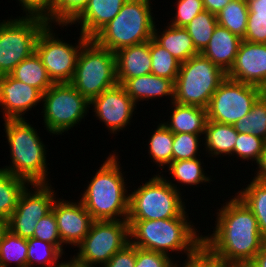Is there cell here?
Segmentation results:
<instances>
[{
  "label": "cell",
  "instance_id": "cell-11",
  "mask_svg": "<svg viewBox=\"0 0 266 267\" xmlns=\"http://www.w3.org/2000/svg\"><path fill=\"white\" fill-rule=\"evenodd\" d=\"M128 243L127 220H94L88 234L77 246L76 255L71 258L82 265L101 267Z\"/></svg>",
  "mask_w": 266,
  "mask_h": 267
},
{
  "label": "cell",
  "instance_id": "cell-40",
  "mask_svg": "<svg viewBox=\"0 0 266 267\" xmlns=\"http://www.w3.org/2000/svg\"><path fill=\"white\" fill-rule=\"evenodd\" d=\"M33 238L49 242L56 246L64 255V245L58 232V226L53 211L41 218L35 226Z\"/></svg>",
  "mask_w": 266,
  "mask_h": 267
},
{
  "label": "cell",
  "instance_id": "cell-10",
  "mask_svg": "<svg viewBox=\"0 0 266 267\" xmlns=\"http://www.w3.org/2000/svg\"><path fill=\"white\" fill-rule=\"evenodd\" d=\"M47 25L40 17L18 16L0 20V76L9 75L22 60L35 52L37 38Z\"/></svg>",
  "mask_w": 266,
  "mask_h": 267
},
{
  "label": "cell",
  "instance_id": "cell-31",
  "mask_svg": "<svg viewBox=\"0 0 266 267\" xmlns=\"http://www.w3.org/2000/svg\"><path fill=\"white\" fill-rule=\"evenodd\" d=\"M248 14L246 0H232L216 14V18L219 26L228 29L243 40L247 29Z\"/></svg>",
  "mask_w": 266,
  "mask_h": 267
},
{
  "label": "cell",
  "instance_id": "cell-7",
  "mask_svg": "<svg viewBox=\"0 0 266 267\" xmlns=\"http://www.w3.org/2000/svg\"><path fill=\"white\" fill-rule=\"evenodd\" d=\"M70 83L89 101L116 86L118 82L115 52L89 39L79 52Z\"/></svg>",
  "mask_w": 266,
  "mask_h": 267
},
{
  "label": "cell",
  "instance_id": "cell-20",
  "mask_svg": "<svg viewBox=\"0 0 266 267\" xmlns=\"http://www.w3.org/2000/svg\"><path fill=\"white\" fill-rule=\"evenodd\" d=\"M54 189L51 183L30 184L21 193L17 207L10 217H45L52 211V206L56 199L57 194Z\"/></svg>",
  "mask_w": 266,
  "mask_h": 267
},
{
  "label": "cell",
  "instance_id": "cell-30",
  "mask_svg": "<svg viewBox=\"0 0 266 267\" xmlns=\"http://www.w3.org/2000/svg\"><path fill=\"white\" fill-rule=\"evenodd\" d=\"M63 255L49 242L33 237L27 239V267H61L65 263V260H59Z\"/></svg>",
  "mask_w": 266,
  "mask_h": 267
},
{
  "label": "cell",
  "instance_id": "cell-52",
  "mask_svg": "<svg viewBox=\"0 0 266 267\" xmlns=\"http://www.w3.org/2000/svg\"><path fill=\"white\" fill-rule=\"evenodd\" d=\"M8 230V219L0 216V242L2 241L4 234Z\"/></svg>",
  "mask_w": 266,
  "mask_h": 267
},
{
  "label": "cell",
  "instance_id": "cell-8",
  "mask_svg": "<svg viewBox=\"0 0 266 267\" xmlns=\"http://www.w3.org/2000/svg\"><path fill=\"white\" fill-rule=\"evenodd\" d=\"M227 74L201 53L182 62L175 80L174 102L207 108Z\"/></svg>",
  "mask_w": 266,
  "mask_h": 267
},
{
  "label": "cell",
  "instance_id": "cell-34",
  "mask_svg": "<svg viewBox=\"0 0 266 267\" xmlns=\"http://www.w3.org/2000/svg\"><path fill=\"white\" fill-rule=\"evenodd\" d=\"M237 133L254 134L266 141V91L256 100L248 114L235 125Z\"/></svg>",
  "mask_w": 266,
  "mask_h": 267
},
{
  "label": "cell",
  "instance_id": "cell-19",
  "mask_svg": "<svg viewBox=\"0 0 266 267\" xmlns=\"http://www.w3.org/2000/svg\"><path fill=\"white\" fill-rule=\"evenodd\" d=\"M126 1L127 0H89L86 8L70 25H80L79 32L85 37L92 39L119 13Z\"/></svg>",
  "mask_w": 266,
  "mask_h": 267
},
{
  "label": "cell",
  "instance_id": "cell-12",
  "mask_svg": "<svg viewBox=\"0 0 266 267\" xmlns=\"http://www.w3.org/2000/svg\"><path fill=\"white\" fill-rule=\"evenodd\" d=\"M55 25L48 24L39 34L35 52L40 57L53 83H70L82 46L89 40L81 32L78 43H69L54 32ZM56 34V35H55ZM62 39V40H61Z\"/></svg>",
  "mask_w": 266,
  "mask_h": 267
},
{
  "label": "cell",
  "instance_id": "cell-9",
  "mask_svg": "<svg viewBox=\"0 0 266 267\" xmlns=\"http://www.w3.org/2000/svg\"><path fill=\"white\" fill-rule=\"evenodd\" d=\"M42 112L44 127L50 135L66 133L88 115L90 101L71 83H54L43 93Z\"/></svg>",
  "mask_w": 266,
  "mask_h": 267
},
{
  "label": "cell",
  "instance_id": "cell-5",
  "mask_svg": "<svg viewBox=\"0 0 266 267\" xmlns=\"http://www.w3.org/2000/svg\"><path fill=\"white\" fill-rule=\"evenodd\" d=\"M150 5L151 0H127L119 13L92 39L112 52L149 41L156 24Z\"/></svg>",
  "mask_w": 266,
  "mask_h": 267
},
{
  "label": "cell",
  "instance_id": "cell-32",
  "mask_svg": "<svg viewBox=\"0 0 266 267\" xmlns=\"http://www.w3.org/2000/svg\"><path fill=\"white\" fill-rule=\"evenodd\" d=\"M160 122L147 145L149 157L163 171L172 162L173 133Z\"/></svg>",
  "mask_w": 266,
  "mask_h": 267
},
{
  "label": "cell",
  "instance_id": "cell-33",
  "mask_svg": "<svg viewBox=\"0 0 266 267\" xmlns=\"http://www.w3.org/2000/svg\"><path fill=\"white\" fill-rule=\"evenodd\" d=\"M27 267V239L8 230L0 242V267Z\"/></svg>",
  "mask_w": 266,
  "mask_h": 267
},
{
  "label": "cell",
  "instance_id": "cell-39",
  "mask_svg": "<svg viewBox=\"0 0 266 267\" xmlns=\"http://www.w3.org/2000/svg\"><path fill=\"white\" fill-rule=\"evenodd\" d=\"M266 141L254 134L238 133L236 143L234 145L233 156L242 161H258Z\"/></svg>",
  "mask_w": 266,
  "mask_h": 267
},
{
  "label": "cell",
  "instance_id": "cell-37",
  "mask_svg": "<svg viewBox=\"0 0 266 267\" xmlns=\"http://www.w3.org/2000/svg\"><path fill=\"white\" fill-rule=\"evenodd\" d=\"M88 3L89 0H55L53 12L46 22L50 25L62 26L61 29L65 26L68 27L82 13Z\"/></svg>",
  "mask_w": 266,
  "mask_h": 267
},
{
  "label": "cell",
  "instance_id": "cell-14",
  "mask_svg": "<svg viewBox=\"0 0 266 267\" xmlns=\"http://www.w3.org/2000/svg\"><path fill=\"white\" fill-rule=\"evenodd\" d=\"M90 107L97 120L103 122L112 134H117L120 130H125L127 125H131L133 114H136L134 110H137V105L120 84L94 97L90 101Z\"/></svg>",
  "mask_w": 266,
  "mask_h": 267
},
{
  "label": "cell",
  "instance_id": "cell-49",
  "mask_svg": "<svg viewBox=\"0 0 266 267\" xmlns=\"http://www.w3.org/2000/svg\"><path fill=\"white\" fill-rule=\"evenodd\" d=\"M258 170H255L256 175L254 179L266 183V143L263 147V151L260 154L258 161L255 163Z\"/></svg>",
  "mask_w": 266,
  "mask_h": 267
},
{
  "label": "cell",
  "instance_id": "cell-28",
  "mask_svg": "<svg viewBox=\"0 0 266 267\" xmlns=\"http://www.w3.org/2000/svg\"><path fill=\"white\" fill-rule=\"evenodd\" d=\"M235 193L253 212L258 221L261 235L266 239V183L254 178Z\"/></svg>",
  "mask_w": 266,
  "mask_h": 267
},
{
  "label": "cell",
  "instance_id": "cell-16",
  "mask_svg": "<svg viewBox=\"0 0 266 267\" xmlns=\"http://www.w3.org/2000/svg\"><path fill=\"white\" fill-rule=\"evenodd\" d=\"M43 93L33 86L14 79L10 74L0 76V108L4 120L25 119V113L42 103Z\"/></svg>",
  "mask_w": 266,
  "mask_h": 267
},
{
  "label": "cell",
  "instance_id": "cell-50",
  "mask_svg": "<svg viewBox=\"0 0 266 267\" xmlns=\"http://www.w3.org/2000/svg\"><path fill=\"white\" fill-rule=\"evenodd\" d=\"M232 0H203L205 10L217 14Z\"/></svg>",
  "mask_w": 266,
  "mask_h": 267
},
{
  "label": "cell",
  "instance_id": "cell-42",
  "mask_svg": "<svg viewBox=\"0 0 266 267\" xmlns=\"http://www.w3.org/2000/svg\"><path fill=\"white\" fill-rule=\"evenodd\" d=\"M170 255L160 252L144 250L136 247V262L134 267H178Z\"/></svg>",
  "mask_w": 266,
  "mask_h": 267
},
{
  "label": "cell",
  "instance_id": "cell-1",
  "mask_svg": "<svg viewBox=\"0 0 266 267\" xmlns=\"http://www.w3.org/2000/svg\"><path fill=\"white\" fill-rule=\"evenodd\" d=\"M231 197L217 210L213 233L202 235V245L221 260L247 266L266 239L253 212L237 195Z\"/></svg>",
  "mask_w": 266,
  "mask_h": 267
},
{
  "label": "cell",
  "instance_id": "cell-53",
  "mask_svg": "<svg viewBox=\"0 0 266 267\" xmlns=\"http://www.w3.org/2000/svg\"><path fill=\"white\" fill-rule=\"evenodd\" d=\"M69 259L70 260H66V267H94V266H86V265L79 264L75 260H73L71 257Z\"/></svg>",
  "mask_w": 266,
  "mask_h": 267
},
{
  "label": "cell",
  "instance_id": "cell-17",
  "mask_svg": "<svg viewBox=\"0 0 266 267\" xmlns=\"http://www.w3.org/2000/svg\"><path fill=\"white\" fill-rule=\"evenodd\" d=\"M227 78L266 91V44L242 40Z\"/></svg>",
  "mask_w": 266,
  "mask_h": 267
},
{
  "label": "cell",
  "instance_id": "cell-45",
  "mask_svg": "<svg viewBox=\"0 0 266 267\" xmlns=\"http://www.w3.org/2000/svg\"><path fill=\"white\" fill-rule=\"evenodd\" d=\"M41 218L30 217H10L8 219L9 230L22 238H32L35 231V226Z\"/></svg>",
  "mask_w": 266,
  "mask_h": 267
},
{
  "label": "cell",
  "instance_id": "cell-43",
  "mask_svg": "<svg viewBox=\"0 0 266 267\" xmlns=\"http://www.w3.org/2000/svg\"><path fill=\"white\" fill-rule=\"evenodd\" d=\"M178 267H236L237 265L213 256L203 245Z\"/></svg>",
  "mask_w": 266,
  "mask_h": 267
},
{
  "label": "cell",
  "instance_id": "cell-21",
  "mask_svg": "<svg viewBox=\"0 0 266 267\" xmlns=\"http://www.w3.org/2000/svg\"><path fill=\"white\" fill-rule=\"evenodd\" d=\"M242 39L219 25L201 54L226 74L232 68Z\"/></svg>",
  "mask_w": 266,
  "mask_h": 267
},
{
  "label": "cell",
  "instance_id": "cell-18",
  "mask_svg": "<svg viewBox=\"0 0 266 267\" xmlns=\"http://www.w3.org/2000/svg\"><path fill=\"white\" fill-rule=\"evenodd\" d=\"M117 82L152 73L149 41L121 48L115 52Z\"/></svg>",
  "mask_w": 266,
  "mask_h": 267
},
{
  "label": "cell",
  "instance_id": "cell-4",
  "mask_svg": "<svg viewBox=\"0 0 266 267\" xmlns=\"http://www.w3.org/2000/svg\"><path fill=\"white\" fill-rule=\"evenodd\" d=\"M4 121L11 162L1 169L29 184H50L47 148L37 129L26 119Z\"/></svg>",
  "mask_w": 266,
  "mask_h": 267
},
{
  "label": "cell",
  "instance_id": "cell-23",
  "mask_svg": "<svg viewBox=\"0 0 266 267\" xmlns=\"http://www.w3.org/2000/svg\"><path fill=\"white\" fill-rule=\"evenodd\" d=\"M171 112L168 121L162 122L173 134L188 133L204 135L208 121L206 108L171 102Z\"/></svg>",
  "mask_w": 266,
  "mask_h": 267
},
{
  "label": "cell",
  "instance_id": "cell-46",
  "mask_svg": "<svg viewBox=\"0 0 266 267\" xmlns=\"http://www.w3.org/2000/svg\"><path fill=\"white\" fill-rule=\"evenodd\" d=\"M243 40L266 44V18L248 16L247 29Z\"/></svg>",
  "mask_w": 266,
  "mask_h": 267
},
{
  "label": "cell",
  "instance_id": "cell-48",
  "mask_svg": "<svg viewBox=\"0 0 266 267\" xmlns=\"http://www.w3.org/2000/svg\"><path fill=\"white\" fill-rule=\"evenodd\" d=\"M248 4V16L266 18V0H246Z\"/></svg>",
  "mask_w": 266,
  "mask_h": 267
},
{
  "label": "cell",
  "instance_id": "cell-47",
  "mask_svg": "<svg viewBox=\"0 0 266 267\" xmlns=\"http://www.w3.org/2000/svg\"><path fill=\"white\" fill-rule=\"evenodd\" d=\"M136 262V246L130 242L115 253L110 260L101 267H134Z\"/></svg>",
  "mask_w": 266,
  "mask_h": 267
},
{
  "label": "cell",
  "instance_id": "cell-15",
  "mask_svg": "<svg viewBox=\"0 0 266 267\" xmlns=\"http://www.w3.org/2000/svg\"><path fill=\"white\" fill-rule=\"evenodd\" d=\"M52 211L58 226V232L63 245L77 247L88 234L93 218L78 200L68 201L56 198Z\"/></svg>",
  "mask_w": 266,
  "mask_h": 267
},
{
  "label": "cell",
  "instance_id": "cell-29",
  "mask_svg": "<svg viewBox=\"0 0 266 267\" xmlns=\"http://www.w3.org/2000/svg\"><path fill=\"white\" fill-rule=\"evenodd\" d=\"M30 184L0 167V216L9 219L17 207L19 197Z\"/></svg>",
  "mask_w": 266,
  "mask_h": 267
},
{
  "label": "cell",
  "instance_id": "cell-2",
  "mask_svg": "<svg viewBox=\"0 0 266 267\" xmlns=\"http://www.w3.org/2000/svg\"><path fill=\"white\" fill-rule=\"evenodd\" d=\"M186 210L176 218L159 220H127L129 242L144 250L166 255L174 252L189 258L202 246V234L189 221ZM169 252V253H168Z\"/></svg>",
  "mask_w": 266,
  "mask_h": 267
},
{
  "label": "cell",
  "instance_id": "cell-38",
  "mask_svg": "<svg viewBox=\"0 0 266 267\" xmlns=\"http://www.w3.org/2000/svg\"><path fill=\"white\" fill-rule=\"evenodd\" d=\"M203 135L188 133L173 134L172 161L198 158L199 146H203ZM201 137V138H200ZM202 139V144L201 143Z\"/></svg>",
  "mask_w": 266,
  "mask_h": 267
},
{
  "label": "cell",
  "instance_id": "cell-41",
  "mask_svg": "<svg viewBox=\"0 0 266 267\" xmlns=\"http://www.w3.org/2000/svg\"><path fill=\"white\" fill-rule=\"evenodd\" d=\"M174 4H176V11L168 24L176 27H185L195 16L205 10L203 0H176Z\"/></svg>",
  "mask_w": 266,
  "mask_h": 267
},
{
  "label": "cell",
  "instance_id": "cell-3",
  "mask_svg": "<svg viewBox=\"0 0 266 267\" xmlns=\"http://www.w3.org/2000/svg\"><path fill=\"white\" fill-rule=\"evenodd\" d=\"M113 152V153H112ZM81 193L80 201L93 220H127L129 193L120 156L112 151ZM120 164V165H119ZM125 179V180H124Z\"/></svg>",
  "mask_w": 266,
  "mask_h": 267
},
{
  "label": "cell",
  "instance_id": "cell-22",
  "mask_svg": "<svg viewBox=\"0 0 266 267\" xmlns=\"http://www.w3.org/2000/svg\"><path fill=\"white\" fill-rule=\"evenodd\" d=\"M122 86L136 105L140 101H152L167 96L171 102L174 101L175 82L152 73L128 79Z\"/></svg>",
  "mask_w": 266,
  "mask_h": 267
},
{
  "label": "cell",
  "instance_id": "cell-51",
  "mask_svg": "<svg viewBox=\"0 0 266 267\" xmlns=\"http://www.w3.org/2000/svg\"><path fill=\"white\" fill-rule=\"evenodd\" d=\"M248 267H266V243L256 254L253 260L247 265Z\"/></svg>",
  "mask_w": 266,
  "mask_h": 267
},
{
  "label": "cell",
  "instance_id": "cell-26",
  "mask_svg": "<svg viewBox=\"0 0 266 267\" xmlns=\"http://www.w3.org/2000/svg\"><path fill=\"white\" fill-rule=\"evenodd\" d=\"M194 158V159H184V160H179V161H172L168 166H167V171H162V172H169L171 175L172 179L174 180H169L166 179L168 183H170L175 189L180 191V183L183 185H190L191 187L193 186H198L199 184L203 183H210L212 178L211 176L207 175V173H204L205 170L202 165L204 164L203 161L201 162V158ZM177 180V181H176ZM176 181L178 183L175 184ZM174 182V183H173Z\"/></svg>",
  "mask_w": 266,
  "mask_h": 267
},
{
  "label": "cell",
  "instance_id": "cell-25",
  "mask_svg": "<svg viewBox=\"0 0 266 267\" xmlns=\"http://www.w3.org/2000/svg\"><path fill=\"white\" fill-rule=\"evenodd\" d=\"M238 133L234 125L222 124L212 120H208L205 126L203 136V149H205L208 157H221V155L233 157L234 145L236 143Z\"/></svg>",
  "mask_w": 266,
  "mask_h": 267
},
{
  "label": "cell",
  "instance_id": "cell-6",
  "mask_svg": "<svg viewBox=\"0 0 266 267\" xmlns=\"http://www.w3.org/2000/svg\"><path fill=\"white\" fill-rule=\"evenodd\" d=\"M162 172L152 175L129 193L127 220H159L179 217L186 209L182 192L166 181Z\"/></svg>",
  "mask_w": 266,
  "mask_h": 267
},
{
  "label": "cell",
  "instance_id": "cell-24",
  "mask_svg": "<svg viewBox=\"0 0 266 267\" xmlns=\"http://www.w3.org/2000/svg\"><path fill=\"white\" fill-rule=\"evenodd\" d=\"M159 29L163 30L162 28L157 29V25H155L153 39L180 63L186 62L192 56L199 54L184 27L169 24L165 26L162 32H159Z\"/></svg>",
  "mask_w": 266,
  "mask_h": 267
},
{
  "label": "cell",
  "instance_id": "cell-13",
  "mask_svg": "<svg viewBox=\"0 0 266 267\" xmlns=\"http://www.w3.org/2000/svg\"><path fill=\"white\" fill-rule=\"evenodd\" d=\"M264 92L257 86L226 78L209 101L206 108L208 120L235 125L250 112Z\"/></svg>",
  "mask_w": 266,
  "mask_h": 267
},
{
  "label": "cell",
  "instance_id": "cell-27",
  "mask_svg": "<svg viewBox=\"0 0 266 267\" xmlns=\"http://www.w3.org/2000/svg\"><path fill=\"white\" fill-rule=\"evenodd\" d=\"M10 75L14 79L39 89L42 93L54 84L36 52L22 60Z\"/></svg>",
  "mask_w": 266,
  "mask_h": 267
},
{
  "label": "cell",
  "instance_id": "cell-35",
  "mask_svg": "<svg viewBox=\"0 0 266 267\" xmlns=\"http://www.w3.org/2000/svg\"><path fill=\"white\" fill-rule=\"evenodd\" d=\"M218 25L216 15L204 10L195 16L184 28L192 39L196 50L201 53Z\"/></svg>",
  "mask_w": 266,
  "mask_h": 267
},
{
  "label": "cell",
  "instance_id": "cell-36",
  "mask_svg": "<svg viewBox=\"0 0 266 267\" xmlns=\"http://www.w3.org/2000/svg\"><path fill=\"white\" fill-rule=\"evenodd\" d=\"M152 61V74L175 82L181 63L153 38L149 40Z\"/></svg>",
  "mask_w": 266,
  "mask_h": 267
},
{
  "label": "cell",
  "instance_id": "cell-44",
  "mask_svg": "<svg viewBox=\"0 0 266 267\" xmlns=\"http://www.w3.org/2000/svg\"><path fill=\"white\" fill-rule=\"evenodd\" d=\"M21 10L27 17H40L47 19L53 12L55 0H17Z\"/></svg>",
  "mask_w": 266,
  "mask_h": 267
}]
</instances>
